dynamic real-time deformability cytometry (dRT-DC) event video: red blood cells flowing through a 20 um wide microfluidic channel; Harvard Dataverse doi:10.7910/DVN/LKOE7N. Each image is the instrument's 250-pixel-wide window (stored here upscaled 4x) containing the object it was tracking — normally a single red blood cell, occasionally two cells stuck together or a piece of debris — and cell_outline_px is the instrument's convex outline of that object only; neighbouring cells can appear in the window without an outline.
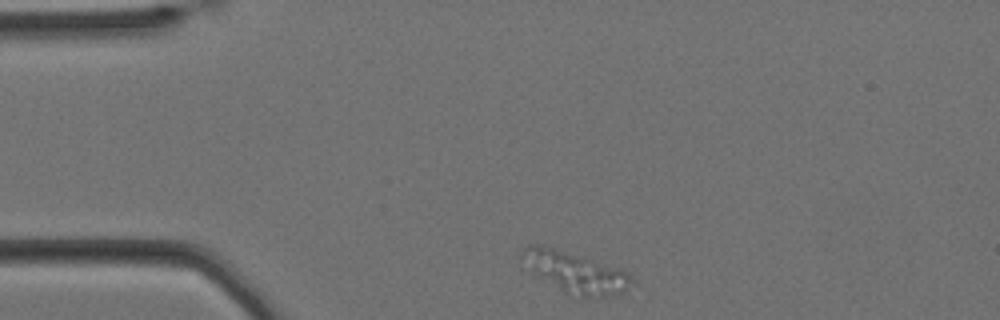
{"species": "Egyptian fruit bat (a non-hibernating species)", "species_latin": "Rousettus aegyptiacus", "temperature_condition": "cold", "stored_images_in_passage": 38, "camera_frame_rate_fps": 3000, "um_per_image_px": 0.085, "animal": {"sex": "female"}, "frame": {"image": 1, "passage_image": 1, "time_ms": 0.0, "image_size_px": [1000, 320], "cell_outline_px": [[636, 284], [624, 292], [608, 296], [584, 296], [564, 292], [532, 272], [520, 260], [520, 252], [528, 244], [540, 244], [620, 268], [628, 272], [636, 280]], "centroid_in_image_um": [48.93, 23.13], "position_along_channel_um": 36.1, "area_um2": 26.01}}
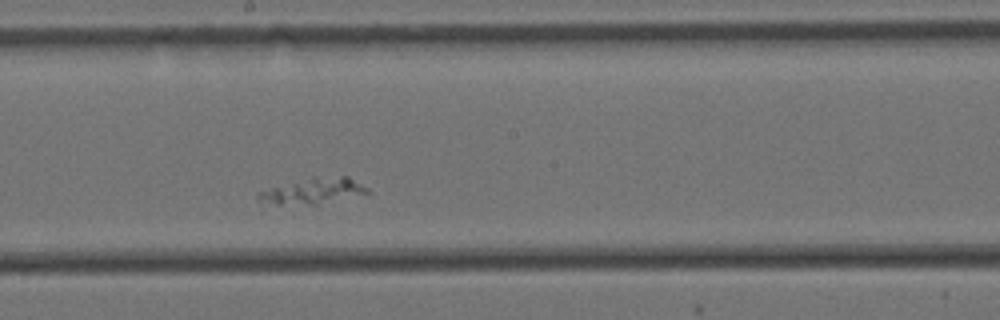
{"frame": {"image": 2, "passage_image": 22, "time_ms": 7.0, "image_size_px": [1000, 320], "cell_outline_px": [[368, 196], [316, 204], [276, 204], [256, 200], [256, 192], [312, 176], [348, 176], [368, 188]], "centroid_in_image_um": [26.69, 16.23], "position_along_channel_um": 221.5, "area_um2": 16.76}}
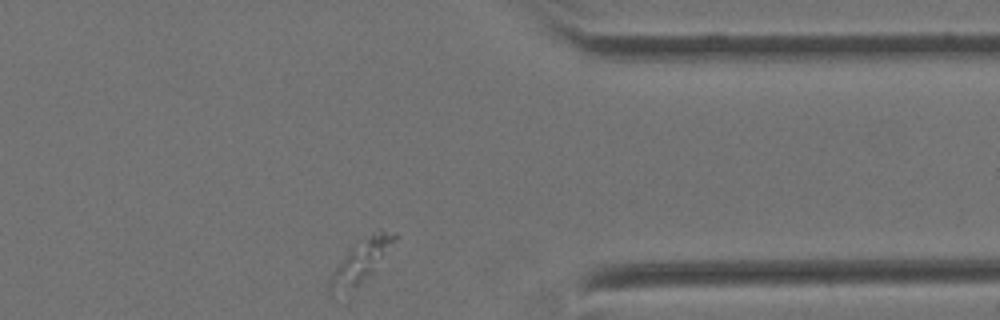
{"frame": {"image": 3, "passage_image": 38, "time_ms": 12.333, "image_size_px": [1000, 320], "cell_outline_px": [[400, 236], [372, 272], [356, 284], [332, 296], [328, 296], [328, 280], [332, 272], [348, 248], [352, 244], [372, 232], [380, 228], [396, 232]], "centroid_in_image_um": [30.68, 22.09], "position_along_channel_um": 380.7, "area_um2": 16.18}}